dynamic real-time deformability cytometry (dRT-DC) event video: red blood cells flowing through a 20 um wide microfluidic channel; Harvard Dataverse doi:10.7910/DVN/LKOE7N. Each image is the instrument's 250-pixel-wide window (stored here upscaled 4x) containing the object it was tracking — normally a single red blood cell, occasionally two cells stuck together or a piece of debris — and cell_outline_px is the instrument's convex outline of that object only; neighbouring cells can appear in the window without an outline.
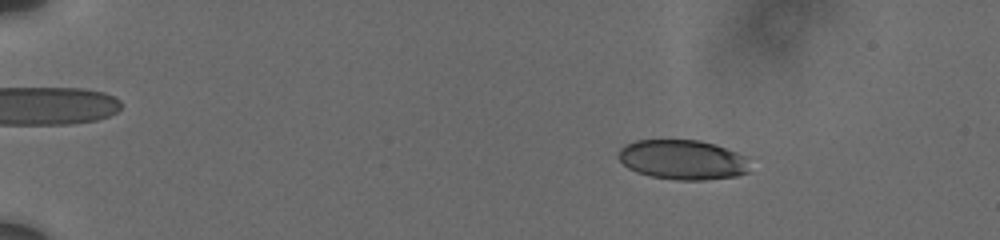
{"species": "human", "species_latin": "Homo sapiens", "temperature_condition": "cold", "stored_images_in_passage": 19, "camera_frame_rate_fps": 3000, "um_per_image_px": 0.085, "donor": {"sex": "male"}, "frame": {"image": 1, "passage_image": 9, "time_ms": 3.333, "image_size_px": [1000, 240], "cell_outline_px": [[748, 172], [736, 176], [704, 180], [676, 180], [652, 176], [636, 172], [628, 168], [620, 160], [620, 148], [624, 144], [636, 140], [700, 140], [716, 144], [736, 152], [744, 156]], "centroid_in_image_um": [57.99, 13.57], "position_along_channel_um": 27.0, "area_um2": 30.23}}
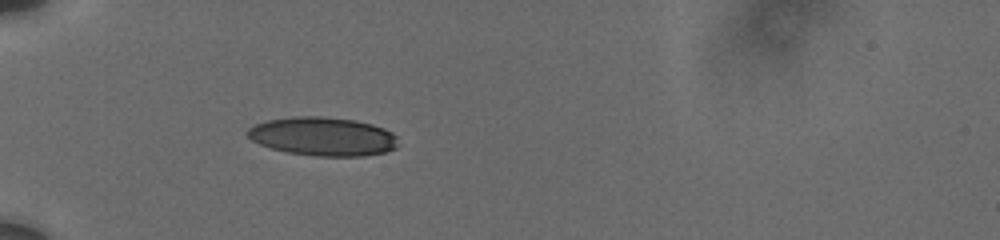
{"frame": {"image": 2, "passage_image": 18, "time_ms": 6.667, "image_size_px": [1000, 240], "cell_outline_px": [[396, 148], [384, 152], [364, 156], [316, 156], [288, 152], [272, 148], [260, 144], [252, 140], [244, 132], [248, 128], [256, 124], [268, 120], [292, 116], [320, 116], [356, 120], [372, 124], [384, 128], [392, 132], [396, 136]], "centroid_in_image_um": [27.44, 11.59], "position_along_channel_um": 57.6, "area_um2": 33.93}}